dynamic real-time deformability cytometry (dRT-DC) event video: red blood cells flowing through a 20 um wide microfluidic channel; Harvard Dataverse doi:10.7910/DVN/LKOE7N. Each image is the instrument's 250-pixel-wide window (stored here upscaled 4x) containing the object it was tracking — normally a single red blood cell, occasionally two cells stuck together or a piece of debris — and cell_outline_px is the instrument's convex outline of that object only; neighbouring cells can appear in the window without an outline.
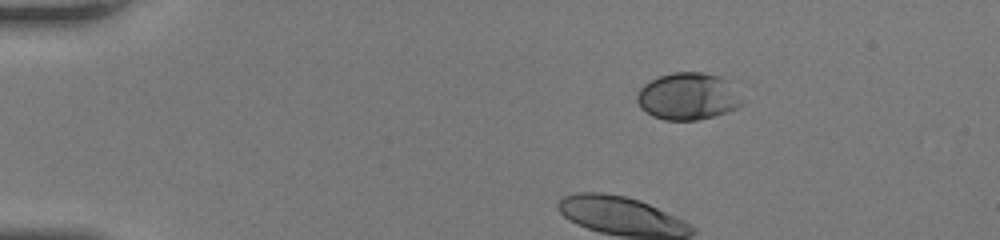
{"species": "human", "species_latin": "Homo sapiens", "temperature_condition": "room temperature", "stored_images_in_passage": 36, "camera_frame_rate_fps": 3000, "um_per_image_px": 0.085, "donor": {"sex": "female"}, "frame": {"image": 1, "passage_image": 1, "time_ms": 0.0, "image_size_px": [1000, 240], "cell_outline_px": [[748, 100], [744, 104], [728, 112], [696, 120], [664, 120], [652, 116], [640, 108], [636, 100], [636, 92], [644, 84], [660, 76], [672, 72], [704, 72], [720, 76]], "centroid_in_image_um": [58.5, 8.19], "position_along_channel_um": 26.5, "area_um2": 29.19}, "authors_computed_cell_mechanics": {"area_um2": 32.368, "velocity_mm_per_s": 4.0576, "shape_relaxation_time_tau1_ms": 3.6946, "shape_relaxation_time_tau2_ms": null, "deformation_change_tau1": 0.2052, "deformation_change_tau2": null}}